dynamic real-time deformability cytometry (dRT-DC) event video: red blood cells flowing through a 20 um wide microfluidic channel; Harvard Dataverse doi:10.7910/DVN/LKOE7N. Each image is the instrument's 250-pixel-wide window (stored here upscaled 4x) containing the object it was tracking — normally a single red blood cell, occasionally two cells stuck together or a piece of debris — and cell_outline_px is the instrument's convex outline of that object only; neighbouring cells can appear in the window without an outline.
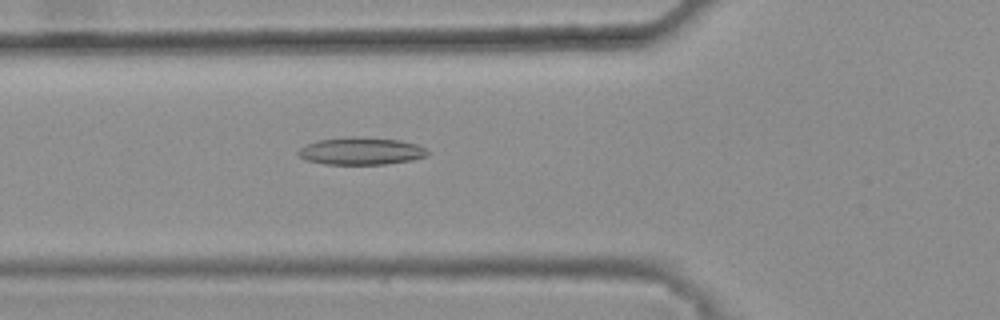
{"species": "common noctule bat (a hibernating species)", "species_latin": "Nyctalus noctula", "temperature_condition": "warm", "stored_images_in_passage": 37, "camera_frame_rate_fps": 3000, "um_per_image_px": 0.085, "animal": {"sex": "female", "body_mass_g": 25.1}, "frame": {"image": 1, "passage_image": 9, "time_ms": 2.667, "image_size_px": [1000, 320], "cell_outline_px": [[428, 152], [424, 156], [412, 160], [384, 164], [324, 164], [304, 160], [296, 152], [300, 148], [316, 140], [344, 136], [352, 136], [400, 140], [416, 144], [424, 148]], "centroid_in_image_um": [30.62, 12.83], "position_along_channel_um": 95.2, "area_um2": 20.63}}
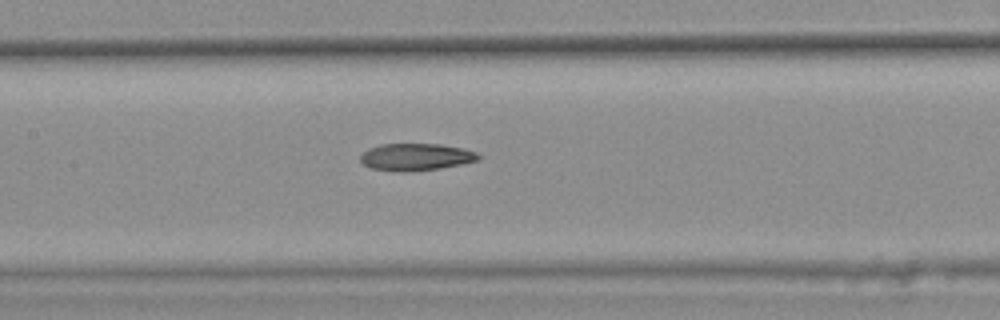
{"frame": {"image": 2, "passage_image": 15, "time_ms": 4.667, "image_size_px": [1000, 320], "cell_outline_px": [[480, 160], [440, 168], [408, 172], [396, 172], [372, 168], [364, 164], [360, 160], [360, 156], [368, 148], [380, 144], [440, 144], [464, 148], [476, 152], [480, 156]], "centroid_in_image_um": [35.35, 13.34], "position_along_channel_um": 172.0, "area_um2": 18.73}}
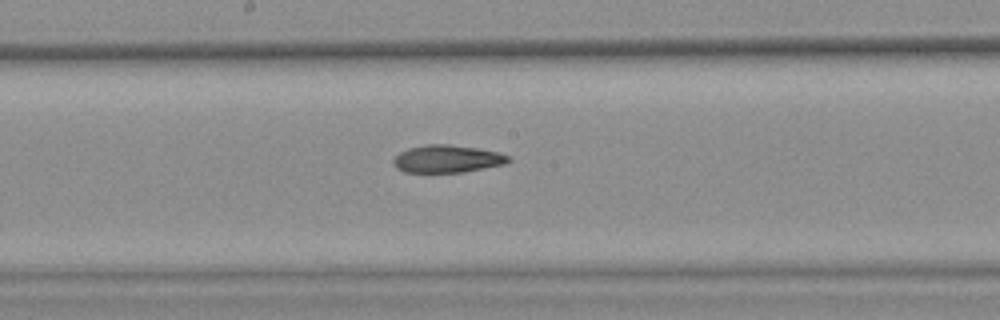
{"frame": {"image": 3, "passage_image": 18, "time_ms": 5.667, "image_size_px": [1000, 320], "cell_outline_px": [[512, 160], [504, 164], [464, 172], [404, 172], [396, 168], [392, 164], [392, 160], [400, 152], [408, 148], [424, 144], [448, 144], [476, 148], [500, 152], [508, 156]], "centroid_in_image_um": [37.99, 13.5], "position_along_channel_um": 210.2, "area_um2": 18.55}, "authors_computed_cell_mechanics": {"area_um2": 18.9006, "velocity_mm_per_s": 3.8282, "shape_relaxation_time_tau1_ms": null, "shape_relaxation_time_tau2_ms": 4.7612, "deformation_change_tau1": null, "deformation_change_tau2": 0.1419}}